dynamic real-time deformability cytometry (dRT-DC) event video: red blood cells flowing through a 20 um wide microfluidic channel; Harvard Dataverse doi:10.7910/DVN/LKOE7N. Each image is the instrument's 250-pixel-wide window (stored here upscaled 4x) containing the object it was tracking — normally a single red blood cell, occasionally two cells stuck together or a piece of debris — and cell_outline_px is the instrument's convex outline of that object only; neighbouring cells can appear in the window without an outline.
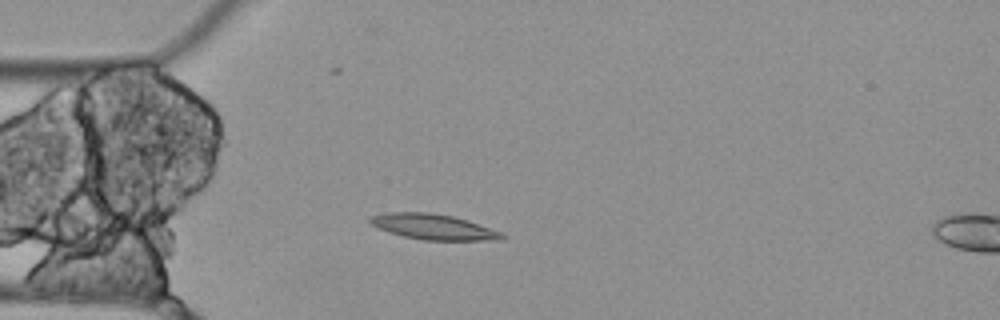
{"species": "Egyptian fruit bat (a non-hibernating species)", "species_latin": "Rousettus aegyptiacus", "temperature_condition": "cold", "stored_images_in_passage": 3, "camera_frame_rate_fps": 3000, "um_per_image_px": 0.085, "animal": {"sex": "female"}, "frame": {"image": 1, "passage_image": 3, "time_ms": 0.667, "image_size_px": [1000, 320], "cell_outline_px": [[504, 240], [424, 240], [404, 236], [388, 232], [376, 228], [368, 220], [368, 216], [384, 212], [432, 212], [452, 216], [468, 220], [504, 232]], "centroid_in_image_um": [36.83, 19.27], "position_along_channel_um": 48.2, "area_um2": 19.88}}